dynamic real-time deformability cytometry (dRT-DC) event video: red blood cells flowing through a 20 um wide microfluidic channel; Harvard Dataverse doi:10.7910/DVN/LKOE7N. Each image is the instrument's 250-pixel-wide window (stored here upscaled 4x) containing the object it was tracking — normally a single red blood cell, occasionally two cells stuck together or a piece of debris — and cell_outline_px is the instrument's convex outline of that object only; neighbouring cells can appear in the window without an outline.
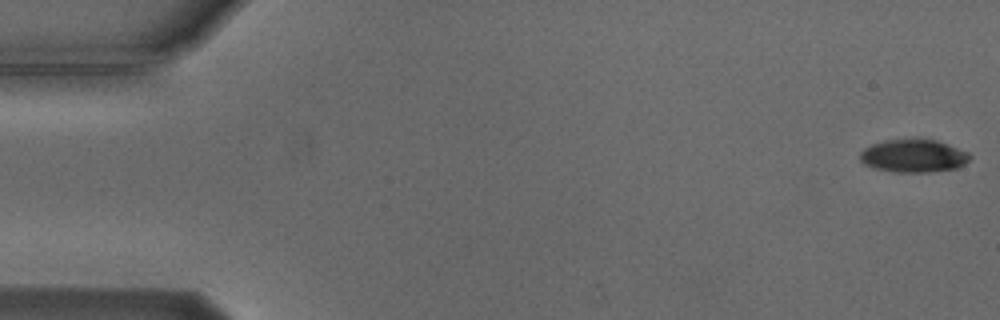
{"species": "Egyptian fruit bat (a non-hibernating species)", "species_latin": "Rousettus aegyptiacus", "temperature_condition": "cold", "stored_images_in_passage": 6, "camera_frame_rate_fps": 3000, "um_per_image_px": 0.085, "animal": {"sex": "male"}, "frame": {"image": 1, "passage_image": 1, "time_ms": 0.0, "image_size_px": [1000, 320], "cell_outline_px": [[972, 156], [964, 164], [956, 168], [932, 172], [896, 172], [876, 168], [864, 164], [860, 160], [860, 152], [864, 148], [872, 144], [888, 140], [920, 136], [936, 140], [968, 152]], "centroid_in_image_um": [77.65, 13.22], "position_along_channel_um": 7.3, "area_um2": 21.44}}
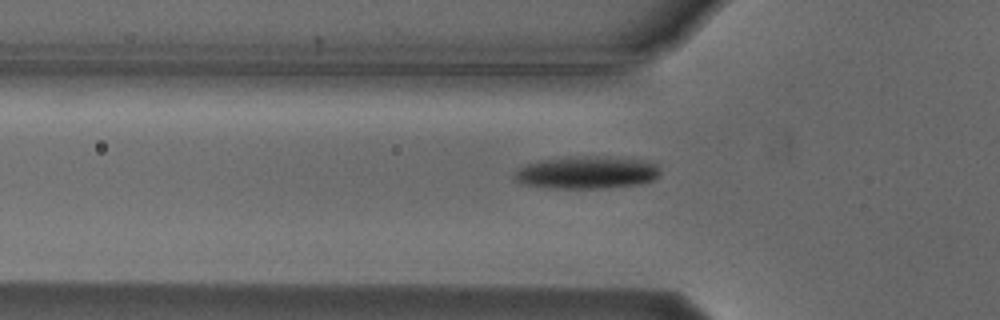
{"frame": {"image": 2, "passage_image": 6, "time_ms": 5.667, "image_size_px": [1000, 320], "cell_outline_px": [[660, 176], [656, 180], [640, 184], [604, 188], [552, 188], [520, 184], [512, 180], [512, 176], [520, 168], [528, 164], [540, 160], [568, 156], [604, 156], [640, 160], [656, 164], [660, 168]], "centroid_in_image_um": [49.87, 14.67], "position_along_channel_um": 75.9, "area_um2": 27.98}}